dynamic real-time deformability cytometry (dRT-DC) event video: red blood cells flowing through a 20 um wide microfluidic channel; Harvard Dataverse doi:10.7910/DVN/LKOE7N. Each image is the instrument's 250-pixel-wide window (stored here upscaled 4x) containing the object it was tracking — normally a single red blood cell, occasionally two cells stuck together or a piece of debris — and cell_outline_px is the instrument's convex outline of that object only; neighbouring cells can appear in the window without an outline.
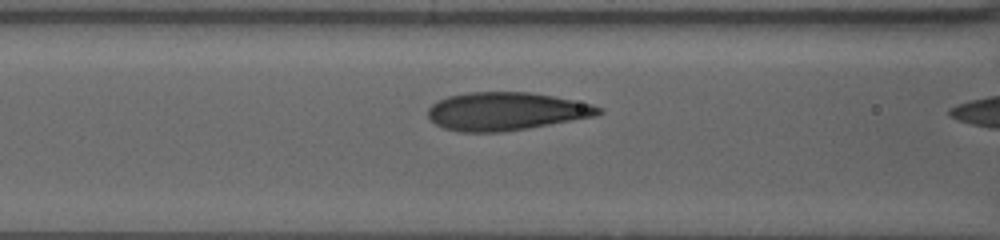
{"species": "human", "species_latin": "Homo sapiens", "temperature_condition": "warm", "stored_images_in_passage": 14, "segment_of_instrument_passage": [1, 2], "camera_frame_rate_fps": 3000, "um_per_image_px": 0.085, "donor": {"sex": "female"}, "frame": {"image": 1, "passage_image": 12, "time_ms": 3.667, "image_size_px": [1000, 240], "cell_outline_px": [[604, 112], [592, 116], [528, 128], [500, 132], [460, 132], [444, 128], [436, 124], [428, 116], [428, 108], [432, 104], [448, 96], [472, 92], [528, 92], [552, 96], [592, 104], [600, 108]], "centroid_in_image_um": [42.97, 9.46], "position_along_channel_um": 123.6, "area_um2": 37.34}}